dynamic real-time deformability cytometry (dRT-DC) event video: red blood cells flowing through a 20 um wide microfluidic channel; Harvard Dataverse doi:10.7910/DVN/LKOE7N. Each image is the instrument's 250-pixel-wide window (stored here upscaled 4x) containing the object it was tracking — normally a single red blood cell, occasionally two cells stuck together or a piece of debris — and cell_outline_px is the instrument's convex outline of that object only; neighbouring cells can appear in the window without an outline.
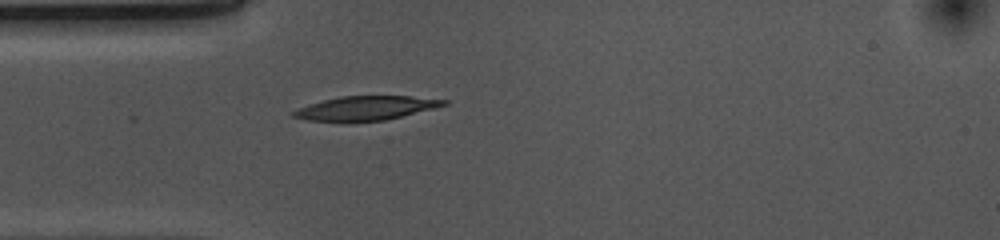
{"species": "common noctule bat (a hibernating species)", "species_latin": "Nyctalus noctula", "temperature_condition": "cold", "stored_images_in_passage": 6, "camera_frame_rate_fps": 3000, "um_per_image_px": 0.085, "animal": {"sex": "female", "body_mass_g": 10.0, "forearm_length_mm": 53.1}, "frame": {"image": 1, "passage_image": 1, "time_ms": 0.0, "image_size_px": [1000, 240], "cell_outline_px": [[448, 104], [436, 108], [384, 120], [308, 120], [292, 116], [292, 112], [308, 104], [340, 96], [412, 96], [448, 100]], "centroid_in_image_um": [31.16, 9.16], "position_along_channel_um": 53.8, "area_um2": 20.52}}
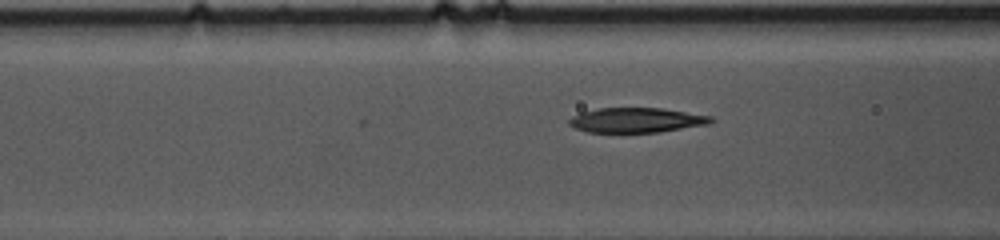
{"frame": {"image": 2, "passage_image": 6, "time_ms": 1.667, "image_size_px": [1000, 240], "cell_outline_px": [[716, 120], [712, 124], [660, 132], [588, 132], [576, 128], [568, 124], [568, 120], [572, 116], [580, 112], [600, 108], [664, 108], [712, 116]], "centroid_in_image_um": [54.16, 10.21], "position_along_channel_um": 112.4, "area_um2": 20.75}}